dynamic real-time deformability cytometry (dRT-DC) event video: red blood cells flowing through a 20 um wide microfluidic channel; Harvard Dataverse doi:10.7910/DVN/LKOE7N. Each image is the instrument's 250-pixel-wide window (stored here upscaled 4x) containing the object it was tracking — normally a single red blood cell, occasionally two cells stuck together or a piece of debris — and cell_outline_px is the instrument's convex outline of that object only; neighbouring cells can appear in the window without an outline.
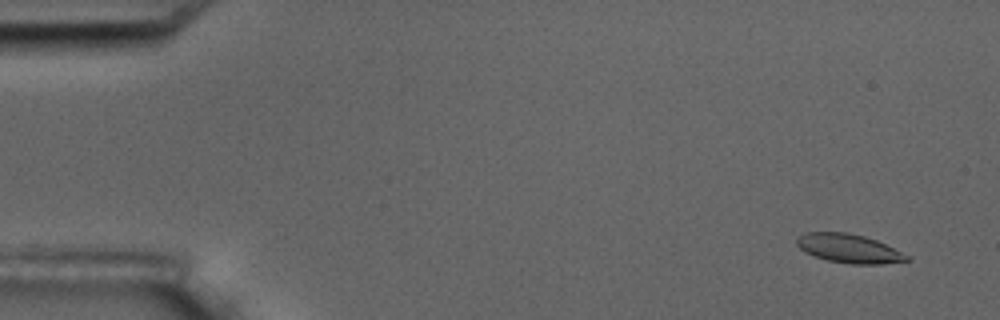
{"species": "common noctule bat (a hibernating species)", "species_latin": "Nyctalus noctula", "temperature_condition": "room temperature", "stored_images_in_passage": 4, "camera_frame_rate_fps": 3000, "um_per_image_px": 0.085, "animal": {"sex": "male", "body_mass_g": 17.5, "forearm_length_mm": 52.3}, "frame": {"image": 1, "passage_image": 1, "time_ms": 0.0, "image_size_px": [1000, 320], "cell_outline_px": [[912, 260], [880, 264], [852, 264], [828, 260], [804, 252], [796, 244], [796, 236], [804, 232], [848, 232], [864, 236], [876, 240], [908, 256]], "centroid_in_image_um": [72.1, 21.11], "position_along_channel_um": 12.9, "area_um2": 18.38}}